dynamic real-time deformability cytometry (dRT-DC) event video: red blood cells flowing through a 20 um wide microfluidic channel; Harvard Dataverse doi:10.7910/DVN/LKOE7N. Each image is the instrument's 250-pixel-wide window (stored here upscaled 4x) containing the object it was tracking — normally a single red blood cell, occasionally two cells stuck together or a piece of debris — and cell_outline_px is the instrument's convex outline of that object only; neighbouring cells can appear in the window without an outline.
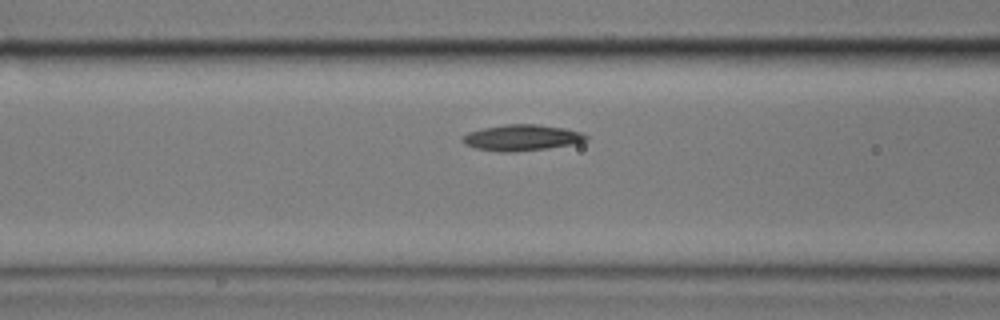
{"species": "common noctule bat (a hibernating species)", "species_latin": "Nyctalus noctula", "temperature_condition": "cold", "stored_images_in_passage": 5, "segment_of_instrument_passage": [2, 2], "camera_frame_rate_fps": 3000, "um_per_image_px": 0.085, "animal": {"sex": "male", "body_mass_g": 17.9}, "frame": {"image": 1, "passage_image": 5, "time_ms": 5.667, "image_size_px": [1000, 320], "cell_outline_px": [[588, 140], [576, 144], [548, 148], [512, 152], [500, 152], [476, 148], [464, 144], [464, 136], [468, 132], [484, 128], [504, 124], [536, 124], [564, 128], [580, 132], [588, 136]], "centroid_in_image_um": [44.39, 11.7], "position_along_channel_um": 122.2, "area_um2": 18.67}}